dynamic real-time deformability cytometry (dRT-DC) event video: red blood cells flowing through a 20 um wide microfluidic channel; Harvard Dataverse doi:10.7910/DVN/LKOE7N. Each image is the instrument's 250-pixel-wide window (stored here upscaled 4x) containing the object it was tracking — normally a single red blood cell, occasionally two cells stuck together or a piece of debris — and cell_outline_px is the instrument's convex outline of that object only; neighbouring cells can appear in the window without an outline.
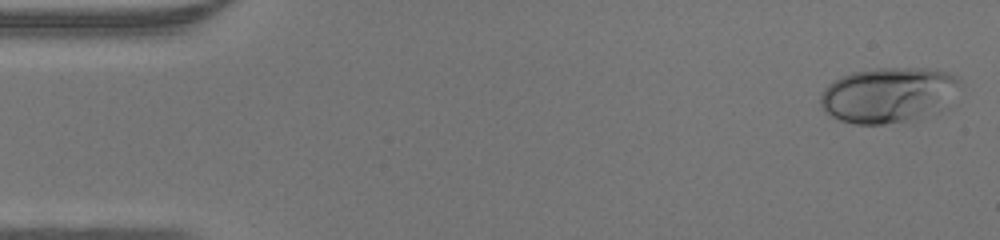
{"species": "human", "species_latin": "Homo sapiens", "temperature_condition": "warm", "stored_images_in_passage": 45, "camera_frame_rate_fps": 3000, "um_per_image_px": 0.085, "donor": {"sex": "male"}, "frame": {"image": 1, "passage_image": 1, "time_ms": 0.0, "image_size_px": [1000, 240], "cell_outline_px": [[960, 84], [952, 108], [936, 116], [916, 120], [884, 124], [852, 124], [828, 116], [824, 112], [820, 104], [820, 92], [828, 84], [852, 72], [876, 68], [928, 68], [948, 72], [960, 76]], "centroid_in_image_um": [75.64, 8.11], "position_along_channel_um": 9.4, "area_um2": 46.82}}
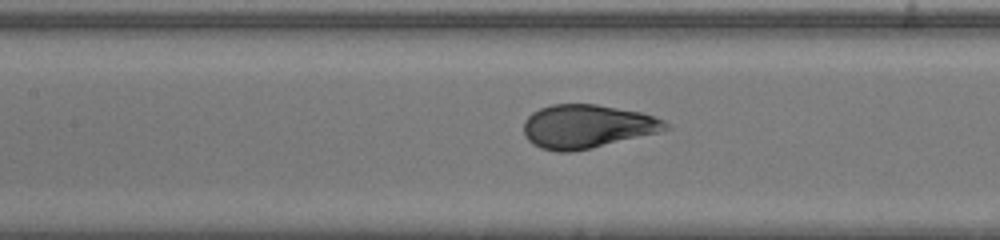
{"frame": {"image": 2, "passage_image": 20, "time_ms": 6.333, "image_size_px": [1000, 240], "cell_outline_px": [[672, 128], [660, 132], [592, 148], [568, 152], [560, 152], [540, 148], [532, 144], [524, 136], [524, 120], [532, 112], [540, 108], [552, 104], [596, 104], [640, 112], [664, 120]], "centroid_in_image_um": [49.89, 10.75], "position_along_channel_um": 157.5, "area_um2": 36.13}}
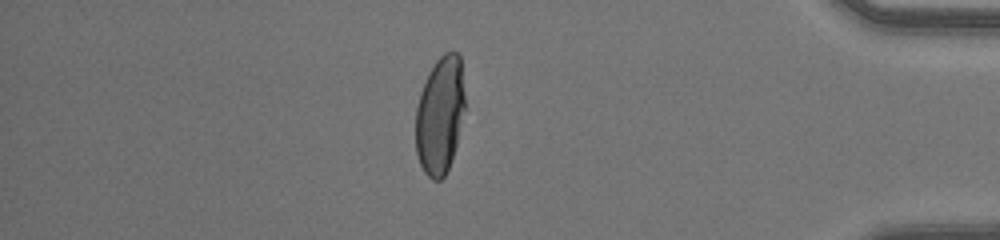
{"frame": {"image": 3, "passage_image": 39, "time_ms": 12.667, "image_size_px": [1000, 240], "cell_outline_px": [[464, 108], [456, 144], [448, 168], [444, 176], [440, 180], [432, 180], [424, 172], [420, 164], [416, 152], [416, 108], [420, 92], [428, 72], [436, 60], [444, 52], [456, 52], [460, 56], [464, 96]], "centroid_in_image_um": [37.38, 9.78], "position_along_channel_um": 397.8, "area_um2": 33.47}}